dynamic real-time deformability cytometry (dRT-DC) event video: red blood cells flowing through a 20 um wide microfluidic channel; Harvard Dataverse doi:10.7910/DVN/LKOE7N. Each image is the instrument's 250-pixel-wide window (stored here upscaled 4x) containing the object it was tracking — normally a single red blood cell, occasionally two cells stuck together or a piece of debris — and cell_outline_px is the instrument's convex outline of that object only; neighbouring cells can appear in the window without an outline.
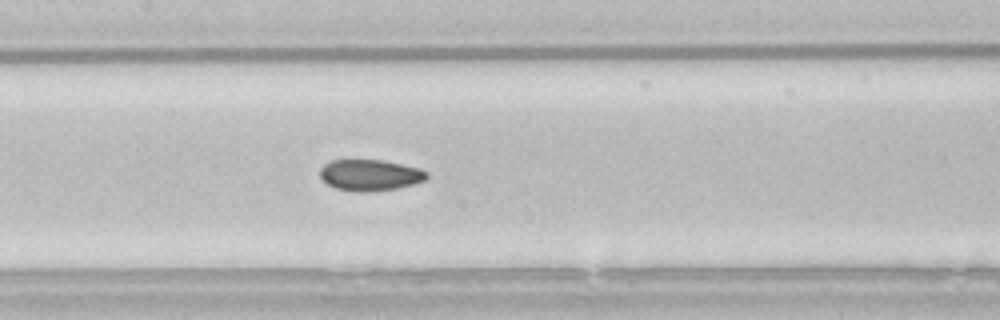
{"species": "common noctule bat (a hibernating species)", "species_latin": "Nyctalus noctula", "temperature_condition": "room temperature", "stored_images_in_passage": 33, "camera_frame_rate_fps": 3000, "um_per_image_px": 0.085, "animal": {"sex": "male", "body_mass_g": 21.5, "forearm_length_mm": 52.0}, "frame": {"image": 1, "passage_image": 15, "time_ms": 4.667, "image_size_px": [1000, 320], "cell_outline_px": [[428, 176], [424, 180], [412, 184], [396, 188], [368, 192], [356, 192], [336, 188], [328, 184], [320, 176], [320, 168], [324, 164], [332, 160], [384, 160], [420, 168], [428, 172]], "centroid_in_image_um": [31.45, 14.88], "position_along_channel_um": 175.9, "area_um2": 19.36}}
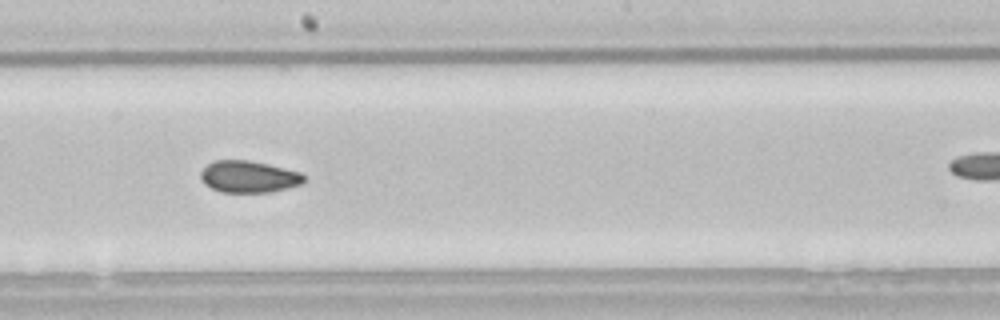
{"frame": {"image": 2, "passage_image": 19, "time_ms": 6.0, "image_size_px": [1000, 320], "cell_outline_px": [[304, 180], [300, 184], [288, 188], [272, 192], [220, 192], [204, 184], [200, 176], [200, 172], [212, 160], [248, 160], [268, 164], [300, 172], [304, 176]], "centroid_in_image_um": [21.11, 15.02], "position_along_channel_um": 227.1, "area_um2": 19.13}}